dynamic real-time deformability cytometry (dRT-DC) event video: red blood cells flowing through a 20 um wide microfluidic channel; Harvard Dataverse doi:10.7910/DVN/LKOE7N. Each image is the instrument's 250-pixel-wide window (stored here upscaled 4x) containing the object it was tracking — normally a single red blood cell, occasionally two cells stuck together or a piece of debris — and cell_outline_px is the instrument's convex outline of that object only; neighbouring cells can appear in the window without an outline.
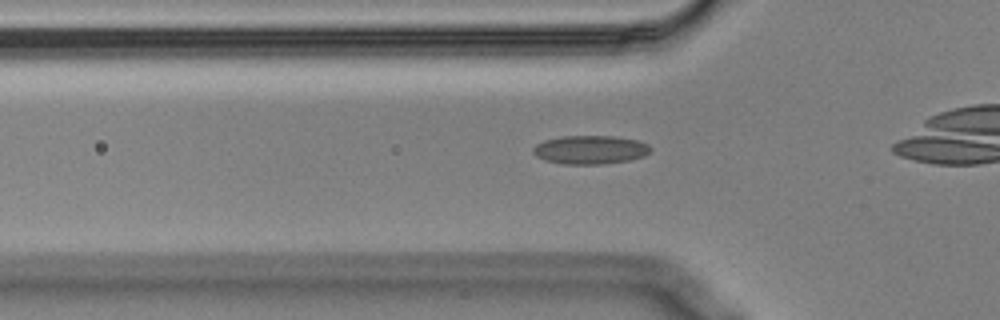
{"species": "Egyptian fruit bat (a non-hibernating species)", "species_latin": "Rousettus aegyptiacus", "temperature_condition": "cold", "stored_images_in_passage": 38, "camera_frame_rate_fps": 3000, "um_per_image_px": 0.085, "animal": {"sex": "male"}, "frame": {"image": 1, "passage_image": 11, "time_ms": 3.333, "image_size_px": [1000, 320], "cell_outline_px": [[652, 152], [644, 156], [628, 160], [600, 164], [560, 164], [544, 160], [536, 156], [532, 152], [532, 148], [536, 144], [544, 140], [564, 136], [612, 136], [636, 140], [648, 144], [652, 148]], "centroid_in_image_um": [50.15, 12.73], "position_along_channel_um": 75.6, "area_um2": 19.65}}
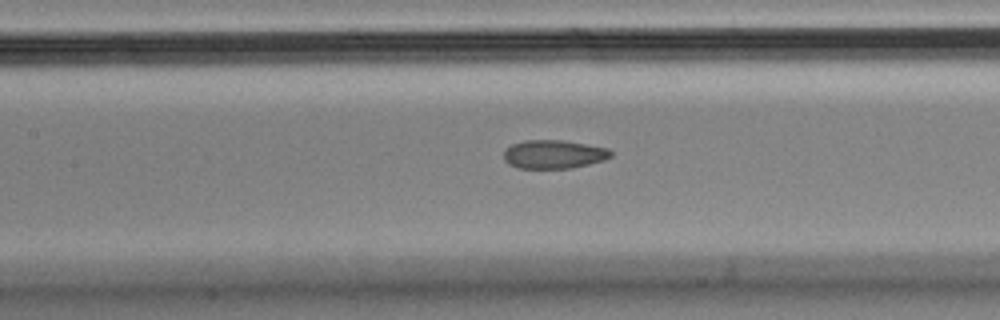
{"frame": {"image": 2, "passage_image": 18, "time_ms": 5.667, "image_size_px": [1000, 320], "cell_outline_px": [[612, 156], [604, 160], [572, 168], [516, 168], [508, 164], [504, 160], [504, 152], [512, 144], [524, 140], [564, 140], [608, 148], [612, 152]], "centroid_in_image_um": [47.07, 13.11], "position_along_channel_um": 160.3, "area_um2": 17.86}}
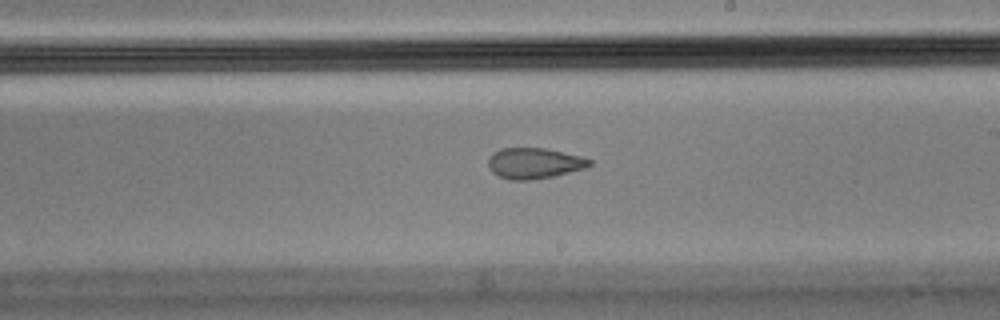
{"frame": {"image": 3, "passage_image": 25, "time_ms": 8.0, "image_size_px": [1000, 320], "cell_outline_px": [[592, 164], [584, 168], [552, 176], [532, 180], [508, 180], [492, 172], [488, 164], [488, 160], [492, 152], [500, 148], [544, 148], [584, 156], [592, 160]], "centroid_in_image_um": [45.4, 13.86], "position_along_channel_um": 243.6, "area_um2": 18.21}}